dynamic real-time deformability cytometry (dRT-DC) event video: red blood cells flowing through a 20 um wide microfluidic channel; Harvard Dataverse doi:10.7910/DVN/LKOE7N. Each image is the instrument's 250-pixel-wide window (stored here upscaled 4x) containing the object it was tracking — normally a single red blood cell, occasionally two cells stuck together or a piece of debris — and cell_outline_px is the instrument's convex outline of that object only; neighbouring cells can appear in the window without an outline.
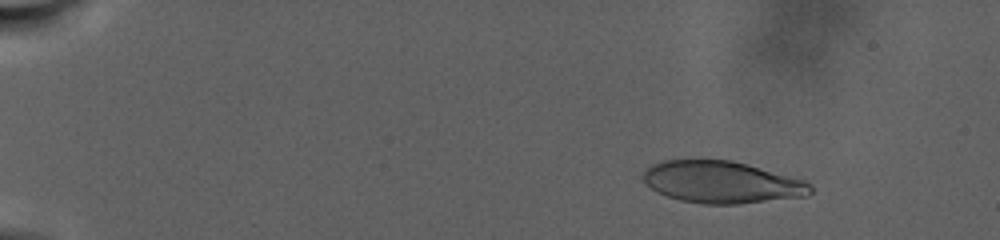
{"species": "human", "species_latin": "Homo sapiens", "temperature_condition": "warm", "stored_images_in_passage": 60, "camera_frame_rate_fps": 3000, "um_per_image_px": 0.085, "donor": {"sex": "male"}, "frame": {"image": 1, "passage_image": 2, "time_ms": 0.333, "image_size_px": [1000, 240], "cell_outline_px": [[812, 192], [808, 196], [736, 204], [704, 204], [680, 200], [656, 192], [644, 180], [644, 172], [652, 164], [664, 160], [732, 160], [804, 180], [812, 184]], "centroid_in_image_um": [61.38, 15.49], "position_along_channel_um": 23.6, "area_um2": 40.63}}
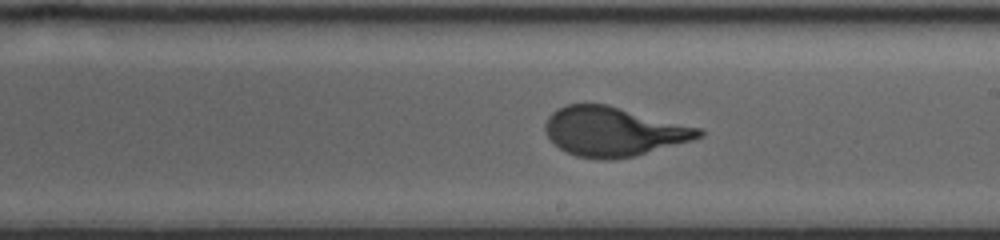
{"frame": {"image": 2, "passage_image": 35, "time_ms": 16.333, "image_size_px": [1000, 240], "cell_outline_px": [[704, 136], [692, 140], [636, 156], [612, 160], [600, 160], [576, 156], [564, 152], [548, 136], [544, 128], [544, 124], [548, 116], [556, 108], [568, 104], [608, 104], [704, 128]], "centroid_in_image_um": [52.18, 11.18], "position_along_channel_um": 236.8, "area_um2": 44.68}}
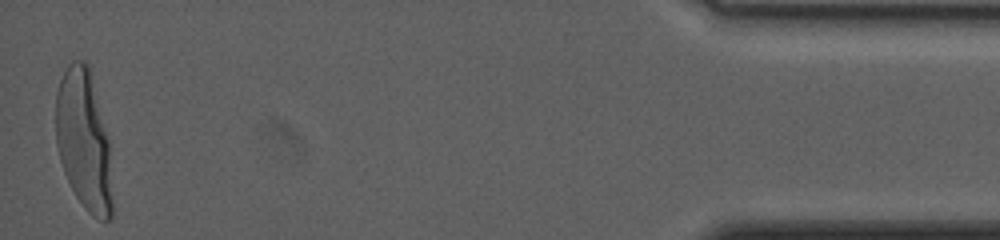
{"frame": {"image": 3, "passage_image": 60, "time_ms": 28.667, "image_size_px": [1000, 240], "cell_outline_px": [[112, 220], [96, 220], [84, 208], [76, 196], [64, 172], [60, 160], [56, 144], [56, 92], [60, 80], [68, 64], [72, 60], [84, 60], [88, 64], [108, 140], [112, 200]], "centroid_in_image_um": [7.11, 11.96], "position_along_channel_um": 428.1, "area_um2": 45.72}, "authors_computed_cell_mechanics": {"area_um2": 43.5812, "velocity_mm_per_s": 2.1494, "shape_relaxation_time_tau1_ms": 9.2154, "shape_relaxation_time_tau2_ms": null, "deformation_change_tau1": 0.2798, "deformation_change_tau2": null}}